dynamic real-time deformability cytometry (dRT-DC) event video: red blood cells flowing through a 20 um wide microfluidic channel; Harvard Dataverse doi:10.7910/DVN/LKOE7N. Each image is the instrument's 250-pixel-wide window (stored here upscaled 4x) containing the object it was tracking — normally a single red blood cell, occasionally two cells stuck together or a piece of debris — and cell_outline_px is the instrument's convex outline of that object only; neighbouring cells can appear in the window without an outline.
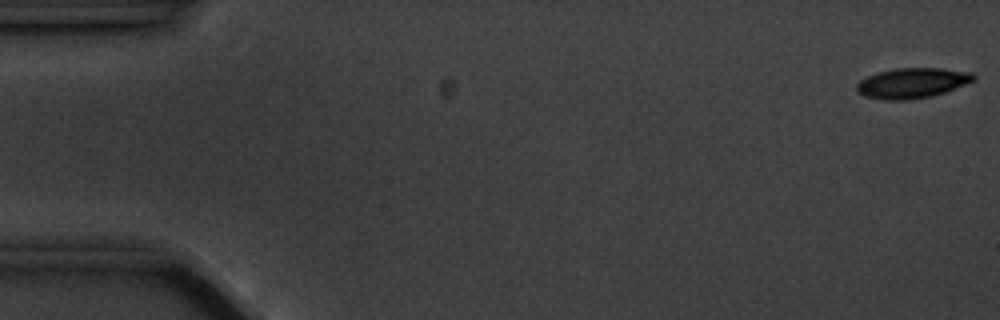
{"species": "common noctule bat (a hibernating species)", "species_latin": "Nyctalus noctula", "temperature_condition": "cold", "stored_images_in_passage": 57, "segment_of_instrument_passage": [1, 2], "camera_frame_rate_fps": 3000, "um_per_image_px": 0.085, "animal": {"sex": "male", "body_mass_g": 20.1, "forearm_length_mm": 53.5}, "frame": {"image": 1, "passage_image": 1, "time_ms": 0.0, "image_size_px": [1000, 320], "cell_outline_px": [[976, 80], [944, 92], [932, 96], [908, 100], [884, 100], [864, 96], [856, 92], [856, 84], [860, 80], [868, 76], [880, 72], [896, 68], [940, 68], [972, 72], [976, 76]], "centroid_in_image_um": [77.53, 7.06], "position_along_channel_um": 7.5, "area_um2": 20.63}}
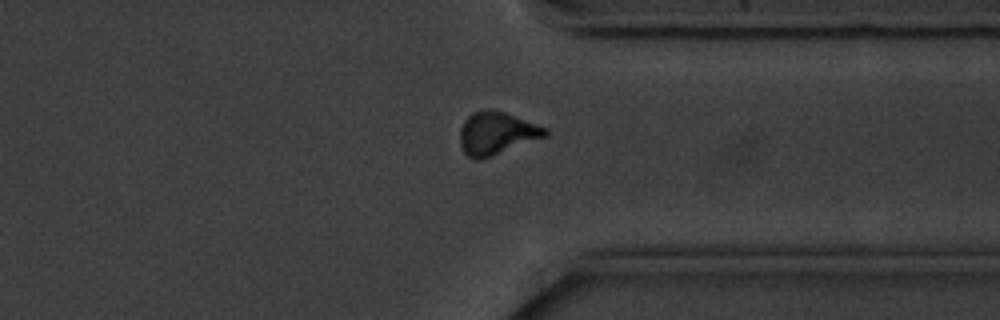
{"frame": {"image": 2, "passage_image": 43, "time_ms": 14.0, "image_size_px": [1000, 320], "cell_outline_px": [[548, 136], [480, 160], [476, 160], [468, 156], [464, 152], [460, 144], [460, 128], [464, 120], [472, 112], [488, 108], [492, 108], [504, 112], [548, 128]], "centroid_in_image_um": [42.2, 11.32], "position_along_channel_um": 369.2, "area_um2": 21.39}}
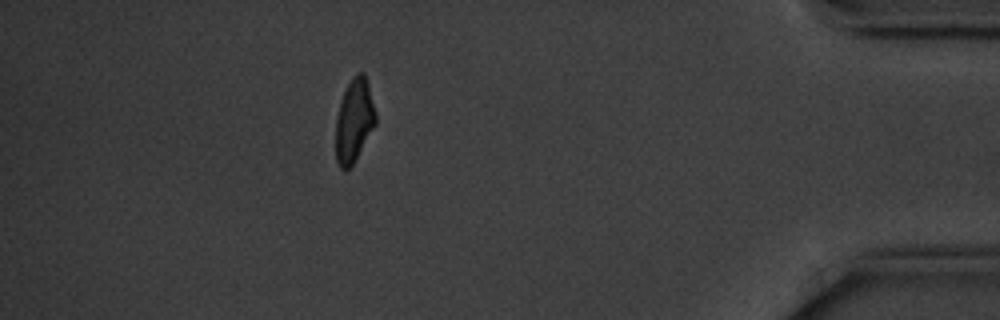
{"frame": {"image": 3, "passage_image": 50, "time_ms": 16.333, "image_size_px": [1000, 320], "cell_outline_px": [[376, 124], [352, 164], [348, 168], [340, 168], [336, 160], [336, 116], [344, 92], [352, 76], [356, 72], [364, 72], [368, 84], [376, 112]], "centroid_in_image_um": [30.11, 10.21], "position_along_channel_um": 405.1, "area_um2": 19.13}}